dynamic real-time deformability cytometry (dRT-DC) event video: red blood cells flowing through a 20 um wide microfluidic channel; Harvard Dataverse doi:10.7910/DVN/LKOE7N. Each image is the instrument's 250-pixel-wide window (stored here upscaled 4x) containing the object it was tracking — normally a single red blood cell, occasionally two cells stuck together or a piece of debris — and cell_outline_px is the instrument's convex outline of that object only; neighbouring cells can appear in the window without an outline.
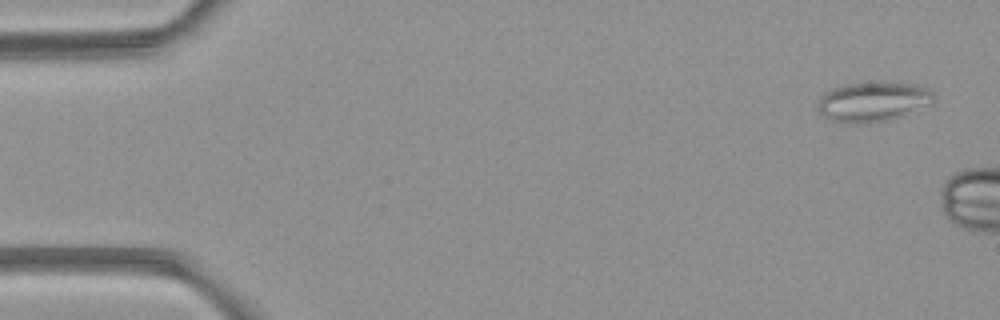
{"species": "common noctule bat (a hibernating species)", "species_latin": "Nyctalus noctula", "temperature_condition": "room temperature", "stored_images_in_passage": 3, "camera_frame_rate_fps": 3000, "um_per_image_px": 0.085, "animal": {"sex": "female", "body_mass_g": 21.9}, "frame": {"image": 1, "passage_image": 1, "time_ms": 0.0, "image_size_px": [1000, 320], "cell_outline_px": [[936, 100], [932, 104], [888, 120], [868, 124], [852, 124], [828, 120], [816, 108], [816, 104], [820, 96], [824, 92], [832, 88], [848, 84], [880, 80], [908, 84], [928, 88], [936, 92]], "centroid_in_image_um": [74.19, 8.63], "position_along_channel_um": 10.8, "area_um2": 27.63}}